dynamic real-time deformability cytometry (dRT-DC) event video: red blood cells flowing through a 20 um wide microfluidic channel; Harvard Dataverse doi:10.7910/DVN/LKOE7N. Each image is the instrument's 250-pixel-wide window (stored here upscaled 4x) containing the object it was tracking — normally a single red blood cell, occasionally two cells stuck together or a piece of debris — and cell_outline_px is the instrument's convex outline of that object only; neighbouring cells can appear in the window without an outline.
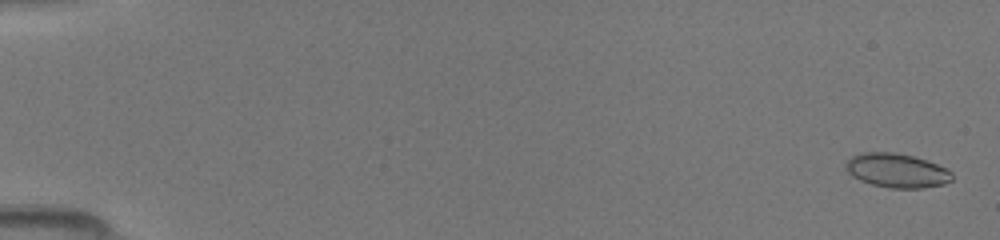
{"species": "common noctule bat (a hibernating species)", "species_latin": "Nyctalus noctula", "temperature_condition": "room temperature", "stored_images_in_passage": 50, "camera_frame_rate_fps": 3000, "um_per_image_px": 0.085, "animal": {"sex": "female", "body_mass_g": 19.5, "forearm_length_mm": 54.1}, "frame": {"image": 1, "passage_image": 2, "time_ms": 0.333, "image_size_px": [1000, 240], "cell_outline_px": [[952, 180], [944, 184], [924, 188], [892, 188], [872, 184], [860, 180], [852, 176], [844, 168], [844, 164], [852, 156], [860, 152], [892, 152], [912, 156], [936, 164], [952, 172]], "centroid_in_image_um": [76.19, 14.49], "position_along_channel_um": 8.8, "area_um2": 21.04}}
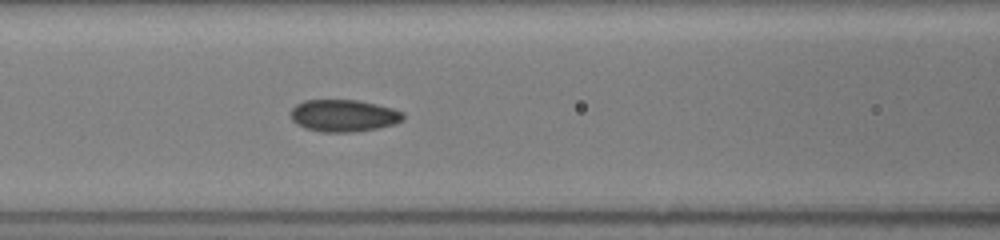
{"frame": {"image": 2, "passage_image": 23, "time_ms": 7.333, "image_size_px": [1000, 240], "cell_outline_px": [[404, 120], [396, 124], [376, 128], [352, 132], [320, 132], [304, 128], [296, 124], [292, 120], [292, 108], [296, 104], [304, 100], [356, 100], [376, 104], [392, 108], [404, 112]], "centroid_in_image_um": [29.22, 9.83], "position_along_channel_um": 137.4, "area_um2": 21.1}}
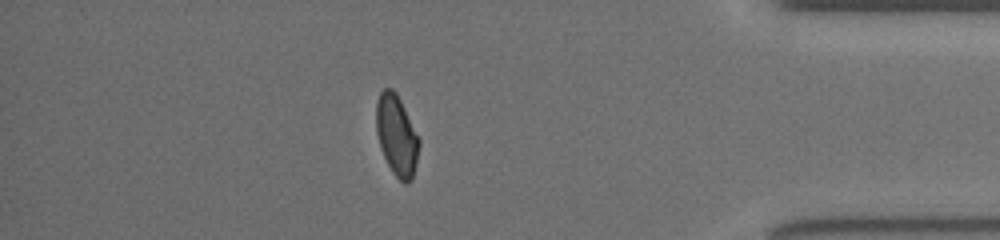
{"frame": {"image": 3, "passage_image": 44, "time_ms": 14.333, "image_size_px": [1000, 240], "cell_outline_px": [[420, 144], [416, 164], [412, 180], [408, 184], [404, 184], [392, 172], [380, 148], [376, 132], [376, 104], [380, 92], [384, 88], [392, 88], [396, 92], [420, 140]], "centroid_in_image_um": [33.71, 11.53], "position_along_channel_um": 401.5, "area_um2": 20.11}}